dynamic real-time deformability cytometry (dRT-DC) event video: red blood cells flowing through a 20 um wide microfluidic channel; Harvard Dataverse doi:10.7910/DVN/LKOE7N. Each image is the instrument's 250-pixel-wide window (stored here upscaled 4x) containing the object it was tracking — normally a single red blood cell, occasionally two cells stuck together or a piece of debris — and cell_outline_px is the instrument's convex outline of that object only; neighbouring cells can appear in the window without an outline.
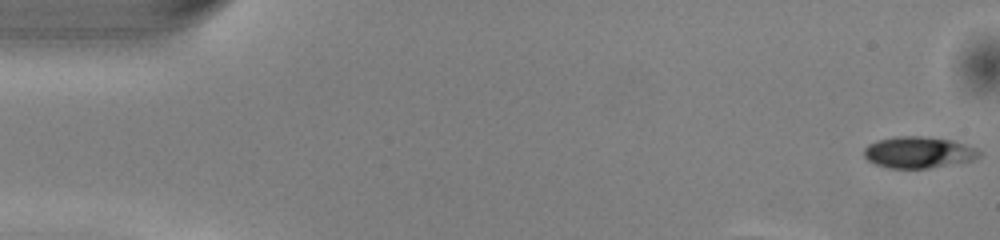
{"species": "common noctule bat (a hibernating species)", "species_latin": "Nyctalus noctula", "temperature_condition": "warm", "stored_images_in_passage": 47, "camera_frame_rate_fps": 3000, "um_per_image_px": 0.085, "animal": {"sex": "male", "body_mass_g": 13.0, "forearm_length_mm": 53.1}, "frame": {"image": 1, "passage_image": 1, "time_ms": 0.0, "image_size_px": [1000, 240], "cell_outline_px": [[980, 156], [972, 160], [928, 168], [888, 168], [876, 164], [868, 160], [864, 156], [864, 148], [868, 144], [876, 140], [896, 136], [920, 136], [952, 140], [976, 148], [980, 152]], "centroid_in_image_um": [78.03, 12.94], "position_along_channel_um": 7.0, "area_um2": 20.98}}
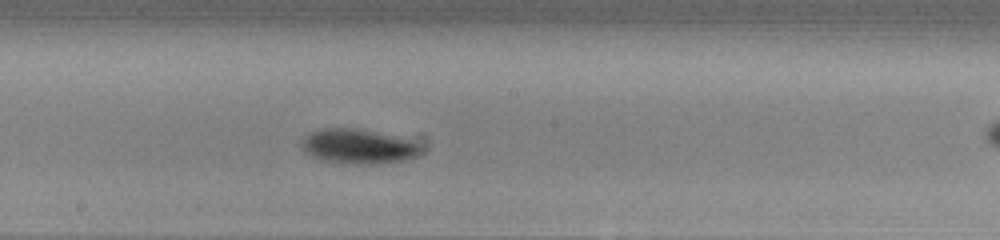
{"frame": {"image": 2, "passage_image": 23, "time_ms": 7.333, "image_size_px": [1000, 240], "cell_outline_px": [[424, 152], [420, 156], [404, 160], [380, 164], [344, 164], [320, 160], [312, 156], [304, 148], [300, 140], [308, 132], [320, 128], [356, 128], [408, 140], [424, 148]], "centroid_in_image_um": [30.44, 12.46], "position_along_channel_um": 217.8, "area_um2": 24.22}}
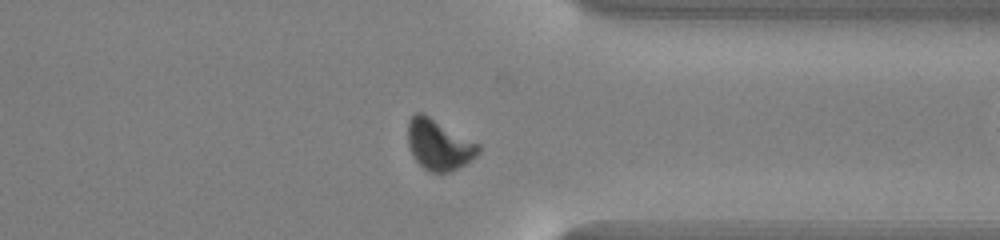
{"frame": {"image": 3, "passage_image": 35, "time_ms": 11.333, "image_size_px": [1000, 240], "cell_outline_px": [[480, 152], [472, 160], [448, 172], [428, 172], [412, 156], [408, 144], [408, 120], [416, 112], [424, 112], [480, 144]], "centroid_in_image_um": [37.3, 12.27], "position_along_channel_um": 374.1, "area_um2": 20.98}, "authors_computed_cell_mechanics": {"area_um2": 21.4438, "velocity_mm_per_s": 4.0123, "shape_relaxation_time_tau1_ms": 1.6863, "shape_relaxation_time_tau2_ms": null, "deformation_change_tau1": 0.1101, "deformation_change_tau2": null}}